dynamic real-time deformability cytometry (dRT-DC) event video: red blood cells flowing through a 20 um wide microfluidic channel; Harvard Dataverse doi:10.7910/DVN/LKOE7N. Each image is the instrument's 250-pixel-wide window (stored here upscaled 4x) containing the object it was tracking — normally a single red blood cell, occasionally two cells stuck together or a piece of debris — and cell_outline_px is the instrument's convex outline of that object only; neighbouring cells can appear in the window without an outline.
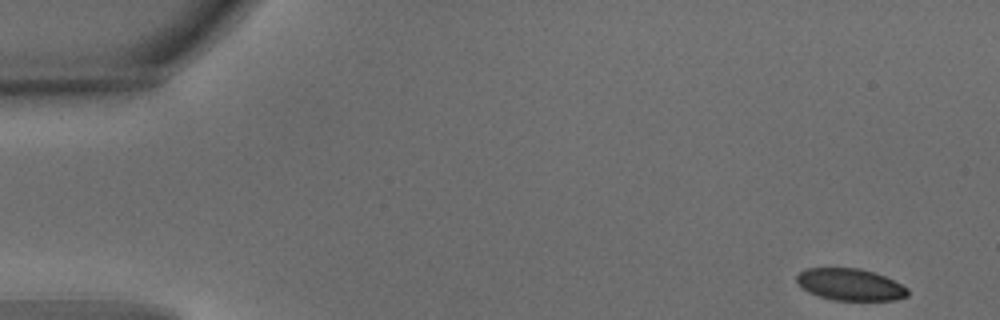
{"species": "common noctule bat (a hibernating species)", "species_latin": "Nyctalus noctula", "temperature_condition": "warm", "stored_images_in_passage": 8, "camera_frame_rate_fps": 3000, "um_per_image_px": 0.085, "animal": {"sex": "male", "body_mass_g": 15.6}, "frame": {"image": 1, "passage_image": 1, "time_ms": 0.0, "image_size_px": [1000, 320], "cell_outline_px": [[908, 296], [896, 300], [832, 300], [808, 292], [796, 280], [796, 276], [804, 268], [860, 268], [884, 276], [908, 288]], "centroid_in_image_um": [72.26, 24.19], "position_along_channel_um": 12.7, "area_um2": 20.46}}
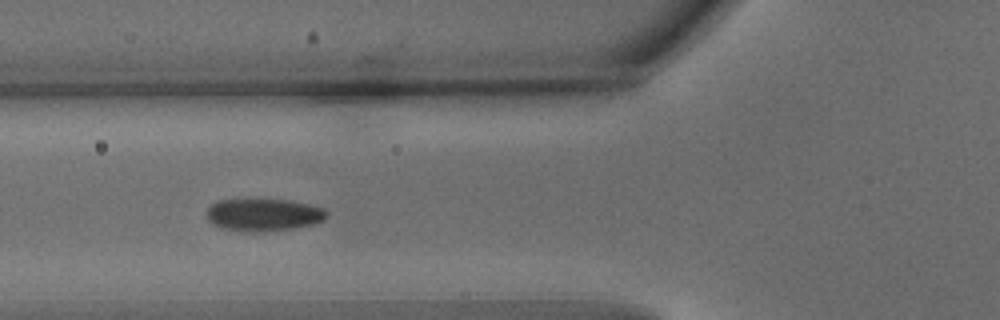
{"frame": {"image": 2, "passage_image": 6, "time_ms": 1.667, "image_size_px": [1000, 320], "cell_outline_px": [[328, 216], [324, 220], [312, 224], [296, 228], [256, 232], [220, 228], [212, 224], [208, 220], [208, 208], [212, 204], [220, 200], [288, 200], [308, 204], [324, 208], [328, 212]], "centroid_in_image_um": [22.43, 18.26], "position_along_channel_um": 103.4, "area_um2": 22.48}}
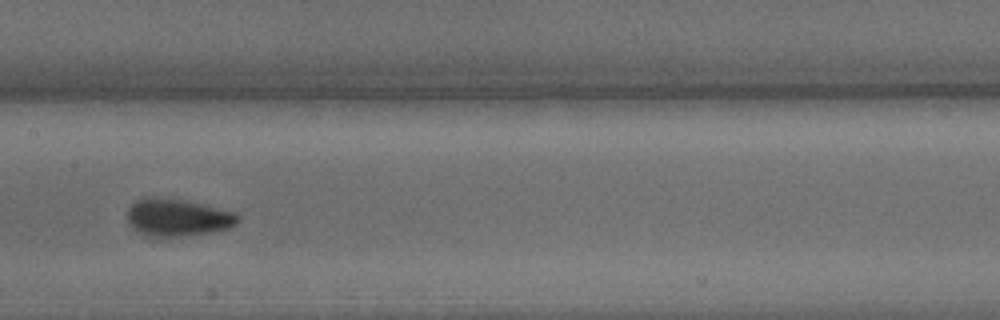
{"frame": {"image": 3, "passage_image": 8, "time_ms": 2.333, "image_size_px": [1000, 320], "cell_outline_px": [[240, 220], [236, 224], [228, 228], [212, 232], [160, 240], [144, 236], [132, 228], [128, 224], [128, 208], [136, 200], [148, 196], [176, 200], [200, 204], [236, 212], [240, 216]], "centroid_in_image_um": [15.05, 18.55], "position_along_channel_um": 192.3, "area_um2": 24.57}}